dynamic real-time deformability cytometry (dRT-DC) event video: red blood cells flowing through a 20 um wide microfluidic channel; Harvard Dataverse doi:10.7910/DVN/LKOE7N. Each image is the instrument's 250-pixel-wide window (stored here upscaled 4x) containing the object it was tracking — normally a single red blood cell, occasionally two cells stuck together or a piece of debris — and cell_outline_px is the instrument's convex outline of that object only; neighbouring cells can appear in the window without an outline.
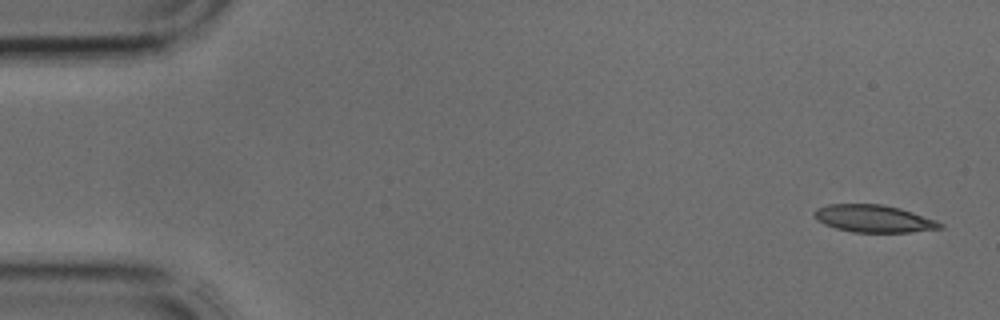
{"species": "common noctule bat (a hibernating species)", "species_latin": "Nyctalus noctula", "temperature_condition": "cold", "stored_images_in_passage": 4, "camera_frame_rate_fps": 3000, "um_per_image_px": 0.085, "animal": {"sex": "male", "body_mass_g": 17.9, "forearm_length_mm": 54.2}, "frame": {"image": 1, "passage_image": 1, "time_ms": 0.0, "image_size_px": [1000, 320], "cell_outline_px": [[944, 228], [912, 232], [852, 232], [836, 228], [824, 224], [816, 220], [812, 212], [816, 208], [828, 204], [880, 204], [900, 208], [936, 220], [944, 224]], "centroid_in_image_um": [74.25, 18.58], "position_along_channel_um": 10.7, "area_um2": 20.17}}
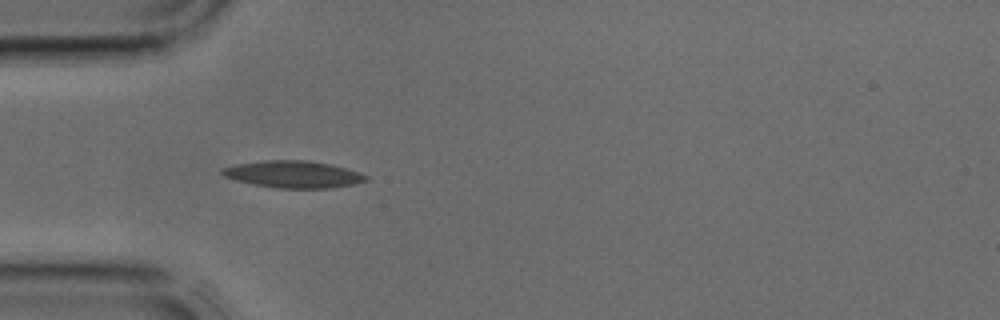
{"frame": {"image": 2, "passage_image": 4, "time_ms": 1.0, "image_size_px": [1000, 320], "cell_outline_px": [[368, 180], [352, 184], [328, 188], [276, 188], [236, 180], [224, 176], [220, 172], [220, 168], [236, 164], [264, 160], [308, 160], [332, 164], [360, 172], [368, 176]], "centroid_in_image_um": [24.93, 14.8], "position_along_channel_um": 60.1, "area_um2": 22.6}}